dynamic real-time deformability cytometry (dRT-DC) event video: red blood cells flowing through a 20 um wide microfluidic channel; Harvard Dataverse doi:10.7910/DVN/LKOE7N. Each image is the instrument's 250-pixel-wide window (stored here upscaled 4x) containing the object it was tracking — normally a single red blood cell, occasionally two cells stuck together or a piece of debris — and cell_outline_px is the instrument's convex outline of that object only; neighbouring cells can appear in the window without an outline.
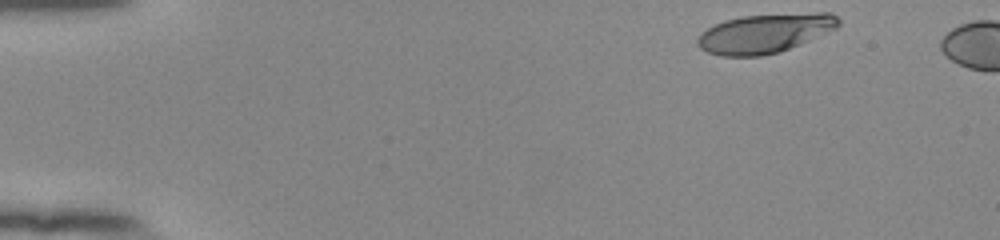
{"species": "human", "species_latin": "Homo sapiens", "temperature_condition": "room temperature", "stored_images_in_passage": 48, "camera_frame_rate_fps": 3000, "um_per_image_px": 0.085, "donor": {"sex": "female"}, "frame": {"image": 1, "passage_image": 1, "time_ms": 0.0, "image_size_px": [1000, 240], "cell_outline_px": [[840, 24], [836, 28], [780, 52], [760, 56], [720, 56], [708, 52], [700, 48], [696, 44], [696, 40], [700, 32], [724, 20], [740, 16], [816, 12], [832, 12], [840, 20]], "centroid_in_image_um": [64.98, 2.82], "position_along_channel_um": 20.0, "area_um2": 32.19}}
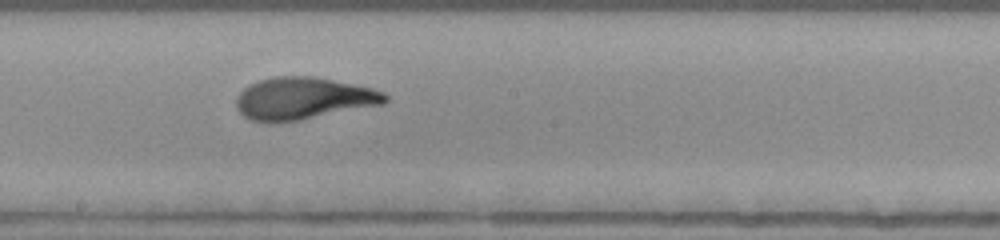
{"frame": {"image": 2, "passage_image": 26, "time_ms": 8.333, "image_size_px": [1000, 240], "cell_outline_px": [[388, 100], [384, 104], [300, 120], [268, 124], [252, 120], [244, 116], [236, 108], [236, 96], [248, 84], [260, 80], [276, 76], [316, 76], [372, 88], [384, 92], [388, 96]], "centroid_in_image_um": [25.76, 8.37], "position_along_channel_um": 222.4, "area_um2": 36.93}}
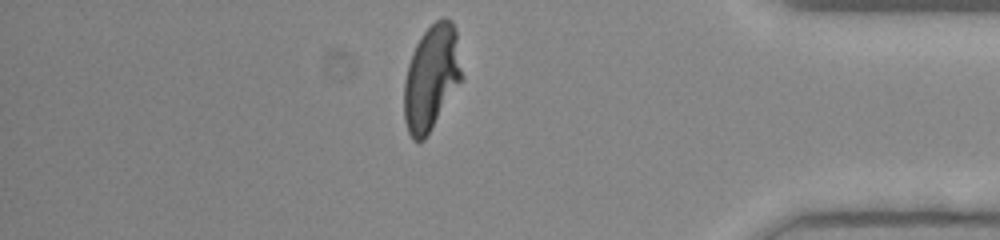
{"frame": {"image": 3, "passage_image": 42, "time_ms": 13.667, "image_size_px": [1000, 240], "cell_outline_px": [[464, 80], [424, 140], [412, 140], [408, 132], [404, 120], [404, 80], [408, 64], [412, 52], [420, 36], [436, 20], [444, 16], [452, 20], [456, 28], [464, 76]], "centroid_in_image_um": [36.71, 6.58], "position_along_channel_um": 398.5, "area_um2": 36.18}}